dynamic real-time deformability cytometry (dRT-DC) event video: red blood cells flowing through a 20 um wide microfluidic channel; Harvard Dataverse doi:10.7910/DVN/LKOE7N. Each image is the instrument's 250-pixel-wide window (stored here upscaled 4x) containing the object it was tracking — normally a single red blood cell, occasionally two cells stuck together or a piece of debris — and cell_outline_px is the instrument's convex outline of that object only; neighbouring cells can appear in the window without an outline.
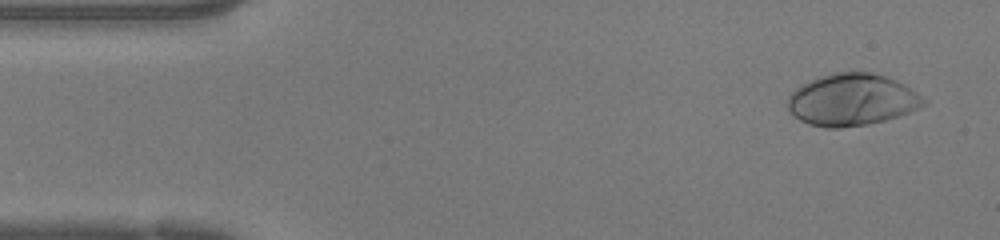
{"species": "human", "species_latin": "Homo sapiens", "temperature_condition": "warm", "stored_images_in_passage": 46, "camera_frame_rate_fps": 3000, "um_per_image_px": 0.085, "donor": {"sex": "female"}, "frame": {"image": 1, "passage_image": 2, "time_ms": 0.333, "image_size_px": [1000, 240], "cell_outline_px": [[928, 100], [924, 104], [908, 112], [884, 120], [868, 124], [840, 128], [828, 128], [808, 124], [800, 120], [788, 108], [788, 96], [800, 84], [808, 80], [820, 76], [836, 72], [868, 72], [884, 76], [896, 80], [912, 88]], "centroid_in_image_um": [72.4, 8.47], "position_along_channel_um": 12.6, "area_um2": 40.98}}
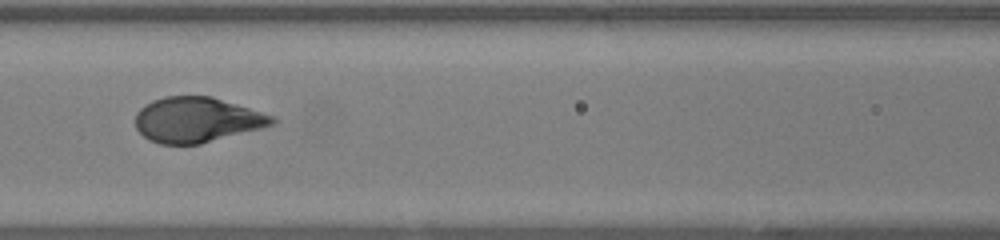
{"frame": {"image": 2, "passage_image": 19, "time_ms": 6.0, "image_size_px": [1000, 240], "cell_outline_px": [[276, 124], [200, 144], [160, 144], [148, 140], [136, 128], [136, 112], [144, 104], [152, 100], [164, 96], [212, 96], [276, 116]], "centroid_in_image_um": [16.74, 10.17], "position_along_channel_um": 149.9, "area_um2": 36.18}}
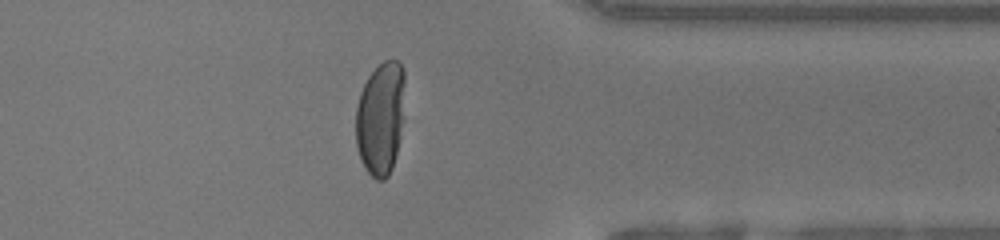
{"frame": {"image": 3, "passage_image": 36, "time_ms": 11.667, "image_size_px": [1000, 240], "cell_outline_px": [[404, 80], [400, 136], [392, 168], [388, 176], [384, 180], [376, 180], [364, 168], [360, 160], [356, 144], [356, 108], [360, 92], [368, 76], [384, 60], [400, 60], [404, 68]], "centroid_in_image_um": [32.32, 10.05], "position_along_channel_um": 379.1, "area_um2": 32.25}, "authors_computed_cell_mechanics": {"area_um2": 37.1076, "velocity_mm_per_s": 4.2469, "shape_relaxation_time_tau1_ms": 2.876, "shape_relaxation_time_tau2_ms": null, "deformation_change_tau1": 0.2064, "deformation_change_tau2": null}}